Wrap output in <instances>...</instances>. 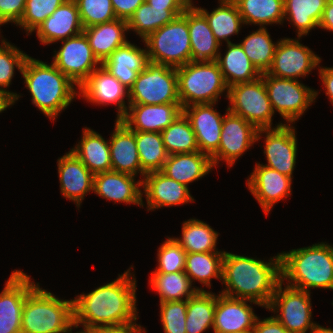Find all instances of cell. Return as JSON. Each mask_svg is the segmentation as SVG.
I'll return each mask as SVG.
<instances>
[{"mask_svg":"<svg viewBox=\"0 0 333 333\" xmlns=\"http://www.w3.org/2000/svg\"><path fill=\"white\" fill-rule=\"evenodd\" d=\"M135 176L116 171H106L94 175L93 192L106 200L144 206L142 180Z\"/></svg>","mask_w":333,"mask_h":333,"instance_id":"obj_24","label":"cell"},{"mask_svg":"<svg viewBox=\"0 0 333 333\" xmlns=\"http://www.w3.org/2000/svg\"><path fill=\"white\" fill-rule=\"evenodd\" d=\"M77 4L83 28L106 23L117 17L111 0H74Z\"/></svg>","mask_w":333,"mask_h":333,"instance_id":"obj_46","label":"cell"},{"mask_svg":"<svg viewBox=\"0 0 333 333\" xmlns=\"http://www.w3.org/2000/svg\"><path fill=\"white\" fill-rule=\"evenodd\" d=\"M178 96L182 108L193 104L217 103L228 87L216 61L193 62L176 68Z\"/></svg>","mask_w":333,"mask_h":333,"instance_id":"obj_6","label":"cell"},{"mask_svg":"<svg viewBox=\"0 0 333 333\" xmlns=\"http://www.w3.org/2000/svg\"><path fill=\"white\" fill-rule=\"evenodd\" d=\"M250 304H247V303ZM261 307L257 302L247 299H236L216 295V308L214 312V333H236L253 330L256 319L251 304Z\"/></svg>","mask_w":333,"mask_h":333,"instance_id":"obj_21","label":"cell"},{"mask_svg":"<svg viewBox=\"0 0 333 333\" xmlns=\"http://www.w3.org/2000/svg\"><path fill=\"white\" fill-rule=\"evenodd\" d=\"M225 251L222 264V284L226 288L220 294L247 299L267 308L281 282V257L270 258L267 262Z\"/></svg>","mask_w":333,"mask_h":333,"instance_id":"obj_2","label":"cell"},{"mask_svg":"<svg viewBox=\"0 0 333 333\" xmlns=\"http://www.w3.org/2000/svg\"><path fill=\"white\" fill-rule=\"evenodd\" d=\"M245 25L284 23V0H233Z\"/></svg>","mask_w":333,"mask_h":333,"instance_id":"obj_36","label":"cell"},{"mask_svg":"<svg viewBox=\"0 0 333 333\" xmlns=\"http://www.w3.org/2000/svg\"><path fill=\"white\" fill-rule=\"evenodd\" d=\"M226 44L227 50L224 56L219 53L216 62L228 88L239 83L251 82L261 77V73L249 60L239 43L231 42Z\"/></svg>","mask_w":333,"mask_h":333,"instance_id":"obj_32","label":"cell"},{"mask_svg":"<svg viewBox=\"0 0 333 333\" xmlns=\"http://www.w3.org/2000/svg\"><path fill=\"white\" fill-rule=\"evenodd\" d=\"M83 30L76 2L66 0L34 32L42 44L48 45L78 35Z\"/></svg>","mask_w":333,"mask_h":333,"instance_id":"obj_25","label":"cell"},{"mask_svg":"<svg viewBox=\"0 0 333 333\" xmlns=\"http://www.w3.org/2000/svg\"><path fill=\"white\" fill-rule=\"evenodd\" d=\"M319 76L326 91V96L333 104V67H320Z\"/></svg>","mask_w":333,"mask_h":333,"instance_id":"obj_53","label":"cell"},{"mask_svg":"<svg viewBox=\"0 0 333 333\" xmlns=\"http://www.w3.org/2000/svg\"><path fill=\"white\" fill-rule=\"evenodd\" d=\"M182 112L180 103L129 104L126 113L119 120L132 131L161 133Z\"/></svg>","mask_w":333,"mask_h":333,"instance_id":"obj_19","label":"cell"},{"mask_svg":"<svg viewBox=\"0 0 333 333\" xmlns=\"http://www.w3.org/2000/svg\"><path fill=\"white\" fill-rule=\"evenodd\" d=\"M88 333H146L140 324L133 323L121 327L97 328L88 330Z\"/></svg>","mask_w":333,"mask_h":333,"instance_id":"obj_52","label":"cell"},{"mask_svg":"<svg viewBox=\"0 0 333 333\" xmlns=\"http://www.w3.org/2000/svg\"><path fill=\"white\" fill-rule=\"evenodd\" d=\"M161 135L168 155L199 151L196 135L183 112L161 132Z\"/></svg>","mask_w":333,"mask_h":333,"instance_id":"obj_41","label":"cell"},{"mask_svg":"<svg viewBox=\"0 0 333 333\" xmlns=\"http://www.w3.org/2000/svg\"><path fill=\"white\" fill-rule=\"evenodd\" d=\"M280 282L272 296L267 310L274 312V316L284 328L291 333H313L320 325L312 322V304L310 292L292 288Z\"/></svg>","mask_w":333,"mask_h":333,"instance_id":"obj_9","label":"cell"},{"mask_svg":"<svg viewBox=\"0 0 333 333\" xmlns=\"http://www.w3.org/2000/svg\"><path fill=\"white\" fill-rule=\"evenodd\" d=\"M151 7L158 8H188L191 3L188 0H145Z\"/></svg>","mask_w":333,"mask_h":333,"instance_id":"obj_55","label":"cell"},{"mask_svg":"<svg viewBox=\"0 0 333 333\" xmlns=\"http://www.w3.org/2000/svg\"><path fill=\"white\" fill-rule=\"evenodd\" d=\"M267 28L260 27L239 43L252 64L262 74L266 73L272 63L276 46L270 38Z\"/></svg>","mask_w":333,"mask_h":333,"instance_id":"obj_42","label":"cell"},{"mask_svg":"<svg viewBox=\"0 0 333 333\" xmlns=\"http://www.w3.org/2000/svg\"><path fill=\"white\" fill-rule=\"evenodd\" d=\"M61 42V48L54 51L52 64L79 88L101 63L83 32Z\"/></svg>","mask_w":333,"mask_h":333,"instance_id":"obj_12","label":"cell"},{"mask_svg":"<svg viewBox=\"0 0 333 333\" xmlns=\"http://www.w3.org/2000/svg\"><path fill=\"white\" fill-rule=\"evenodd\" d=\"M142 180L147 211L194 202L187 186L167 177L161 171L145 174Z\"/></svg>","mask_w":333,"mask_h":333,"instance_id":"obj_22","label":"cell"},{"mask_svg":"<svg viewBox=\"0 0 333 333\" xmlns=\"http://www.w3.org/2000/svg\"><path fill=\"white\" fill-rule=\"evenodd\" d=\"M187 300L160 302L164 333H186Z\"/></svg>","mask_w":333,"mask_h":333,"instance_id":"obj_48","label":"cell"},{"mask_svg":"<svg viewBox=\"0 0 333 333\" xmlns=\"http://www.w3.org/2000/svg\"><path fill=\"white\" fill-rule=\"evenodd\" d=\"M292 124L279 123L274 128L258 129L256 141L265 134L264 154L265 166L293 178L296 164L297 137Z\"/></svg>","mask_w":333,"mask_h":333,"instance_id":"obj_15","label":"cell"},{"mask_svg":"<svg viewBox=\"0 0 333 333\" xmlns=\"http://www.w3.org/2000/svg\"><path fill=\"white\" fill-rule=\"evenodd\" d=\"M126 32H128L127 21L117 18L110 22L84 28L83 30L94 56L101 64L114 50L128 42L125 35Z\"/></svg>","mask_w":333,"mask_h":333,"instance_id":"obj_30","label":"cell"},{"mask_svg":"<svg viewBox=\"0 0 333 333\" xmlns=\"http://www.w3.org/2000/svg\"><path fill=\"white\" fill-rule=\"evenodd\" d=\"M148 61L147 49L128 41L114 50L101 65L129 90Z\"/></svg>","mask_w":333,"mask_h":333,"instance_id":"obj_27","label":"cell"},{"mask_svg":"<svg viewBox=\"0 0 333 333\" xmlns=\"http://www.w3.org/2000/svg\"><path fill=\"white\" fill-rule=\"evenodd\" d=\"M20 73L32 103L52 121L79 95L76 85L52 63L28 56Z\"/></svg>","mask_w":333,"mask_h":333,"instance_id":"obj_3","label":"cell"},{"mask_svg":"<svg viewBox=\"0 0 333 333\" xmlns=\"http://www.w3.org/2000/svg\"><path fill=\"white\" fill-rule=\"evenodd\" d=\"M37 284L21 270L11 273L0 293V333H21L25 299Z\"/></svg>","mask_w":333,"mask_h":333,"instance_id":"obj_16","label":"cell"},{"mask_svg":"<svg viewBox=\"0 0 333 333\" xmlns=\"http://www.w3.org/2000/svg\"><path fill=\"white\" fill-rule=\"evenodd\" d=\"M223 118L220 143L218 150L211 156L213 166L219 161H225L232 167L238 157L255 143L258 129L241 116L235 115L226 109Z\"/></svg>","mask_w":333,"mask_h":333,"instance_id":"obj_14","label":"cell"},{"mask_svg":"<svg viewBox=\"0 0 333 333\" xmlns=\"http://www.w3.org/2000/svg\"><path fill=\"white\" fill-rule=\"evenodd\" d=\"M246 184L266 216L274 204L291 196L292 178L260 162L256 163Z\"/></svg>","mask_w":333,"mask_h":333,"instance_id":"obj_18","label":"cell"},{"mask_svg":"<svg viewBox=\"0 0 333 333\" xmlns=\"http://www.w3.org/2000/svg\"><path fill=\"white\" fill-rule=\"evenodd\" d=\"M81 141L72 151L93 175L111 171V155L109 141L98 132L85 127Z\"/></svg>","mask_w":333,"mask_h":333,"instance_id":"obj_31","label":"cell"},{"mask_svg":"<svg viewBox=\"0 0 333 333\" xmlns=\"http://www.w3.org/2000/svg\"><path fill=\"white\" fill-rule=\"evenodd\" d=\"M254 333H291L273 316L260 320L257 318L253 328Z\"/></svg>","mask_w":333,"mask_h":333,"instance_id":"obj_51","label":"cell"},{"mask_svg":"<svg viewBox=\"0 0 333 333\" xmlns=\"http://www.w3.org/2000/svg\"><path fill=\"white\" fill-rule=\"evenodd\" d=\"M327 0H284V20L296 27L297 36H306L318 27Z\"/></svg>","mask_w":333,"mask_h":333,"instance_id":"obj_35","label":"cell"},{"mask_svg":"<svg viewBox=\"0 0 333 333\" xmlns=\"http://www.w3.org/2000/svg\"><path fill=\"white\" fill-rule=\"evenodd\" d=\"M72 328L73 300L59 299L38 283L26 296L21 333H70Z\"/></svg>","mask_w":333,"mask_h":333,"instance_id":"obj_5","label":"cell"},{"mask_svg":"<svg viewBox=\"0 0 333 333\" xmlns=\"http://www.w3.org/2000/svg\"><path fill=\"white\" fill-rule=\"evenodd\" d=\"M149 282L151 288L159 294L160 302L184 301L193 297L198 291H207L192 286L189 277L184 271L151 273Z\"/></svg>","mask_w":333,"mask_h":333,"instance_id":"obj_37","label":"cell"},{"mask_svg":"<svg viewBox=\"0 0 333 333\" xmlns=\"http://www.w3.org/2000/svg\"><path fill=\"white\" fill-rule=\"evenodd\" d=\"M117 19L128 21L145 0H111Z\"/></svg>","mask_w":333,"mask_h":333,"instance_id":"obj_50","label":"cell"},{"mask_svg":"<svg viewBox=\"0 0 333 333\" xmlns=\"http://www.w3.org/2000/svg\"><path fill=\"white\" fill-rule=\"evenodd\" d=\"M57 163L61 193L78 208L86 194L93 192L94 175L72 151L58 158Z\"/></svg>","mask_w":333,"mask_h":333,"instance_id":"obj_23","label":"cell"},{"mask_svg":"<svg viewBox=\"0 0 333 333\" xmlns=\"http://www.w3.org/2000/svg\"><path fill=\"white\" fill-rule=\"evenodd\" d=\"M158 266L151 273L184 271L187 252L172 237H168L157 251Z\"/></svg>","mask_w":333,"mask_h":333,"instance_id":"obj_47","label":"cell"},{"mask_svg":"<svg viewBox=\"0 0 333 333\" xmlns=\"http://www.w3.org/2000/svg\"><path fill=\"white\" fill-rule=\"evenodd\" d=\"M298 39V40H297ZM297 39L283 38L278 41L269 70L277 78L298 80L320 67L321 58Z\"/></svg>","mask_w":333,"mask_h":333,"instance_id":"obj_13","label":"cell"},{"mask_svg":"<svg viewBox=\"0 0 333 333\" xmlns=\"http://www.w3.org/2000/svg\"><path fill=\"white\" fill-rule=\"evenodd\" d=\"M148 60L178 68L191 61L188 8L143 40Z\"/></svg>","mask_w":333,"mask_h":333,"instance_id":"obj_7","label":"cell"},{"mask_svg":"<svg viewBox=\"0 0 333 333\" xmlns=\"http://www.w3.org/2000/svg\"><path fill=\"white\" fill-rule=\"evenodd\" d=\"M261 76L274 113L277 111L286 124L299 120L319 94L299 80L277 78L267 73Z\"/></svg>","mask_w":333,"mask_h":333,"instance_id":"obj_11","label":"cell"},{"mask_svg":"<svg viewBox=\"0 0 333 333\" xmlns=\"http://www.w3.org/2000/svg\"><path fill=\"white\" fill-rule=\"evenodd\" d=\"M281 281L310 292L311 288L333 290V245L321 242L280 253Z\"/></svg>","mask_w":333,"mask_h":333,"instance_id":"obj_4","label":"cell"},{"mask_svg":"<svg viewBox=\"0 0 333 333\" xmlns=\"http://www.w3.org/2000/svg\"><path fill=\"white\" fill-rule=\"evenodd\" d=\"M318 28L333 32V0H327Z\"/></svg>","mask_w":333,"mask_h":333,"instance_id":"obj_54","label":"cell"},{"mask_svg":"<svg viewBox=\"0 0 333 333\" xmlns=\"http://www.w3.org/2000/svg\"><path fill=\"white\" fill-rule=\"evenodd\" d=\"M188 29L191 44V61H216L220 44L216 41L206 17L192 3L188 7Z\"/></svg>","mask_w":333,"mask_h":333,"instance_id":"obj_28","label":"cell"},{"mask_svg":"<svg viewBox=\"0 0 333 333\" xmlns=\"http://www.w3.org/2000/svg\"><path fill=\"white\" fill-rule=\"evenodd\" d=\"M129 104L180 103L176 68L148 61L129 89Z\"/></svg>","mask_w":333,"mask_h":333,"instance_id":"obj_8","label":"cell"},{"mask_svg":"<svg viewBox=\"0 0 333 333\" xmlns=\"http://www.w3.org/2000/svg\"><path fill=\"white\" fill-rule=\"evenodd\" d=\"M0 42V90L7 92L13 99L14 103L21 97V95L6 90L10 86L12 78L14 77L15 68L19 72L22 71V67L25 59L29 56L21 49L6 42L5 39H1ZM6 88V89H5Z\"/></svg>","mask_w":333,"mask_h":333,"instance_id":"obj_44","label":"cell"},{"mask_svg":"<svg viewBox=\"0 0 333 333\" xmlns=\"http://www.w3.org/2000/svg\"><path fill=\"white\" fill-rule=\"evenodd\" d=\"M219 7L208 12L202 7H196L207 19L216 41L222 46V41L231 43V35L238 34L244 24L238 7L233 0H218Z\"/></svg>","mask_w":333,"mask_h":333,"instance_id":"obj_33","label":"cell"},{"mask_svg":"<svg viewBox=\"0 0 333 333\" xmlns=\"http://www.w3.org/2000/svg\"><path fill=\"white\" fill-rule=\"evenodd\" d=\"M236 333H254L253 330H247V331H244V332H236Z\"/></svg>","mask_w":333,"mask_h":333,"instance_id":"obj_58","label":"cell"},{"mask_svg":"<svg viewBox=\"0 0 333 333\" xmlns=\"http://www.w3.org/2000/svg\"><path fill=\"white\" fill-rule=\"evenodd\" d=\"M187 8H158L143 2L127 21L128 31H134L142 41L151 33L173 21Z\"/></svg>","mask_w":333,"mask_h":333,"instance_id":"obj_34","label":"cell"},{"mask_svg":"<svg viewBox=\"0 0 333 333\" xmlns=\"http://www.w3.org/2000/svg\"><path fill=\"white\" fill-rule=\"evenodd\" d=\"M228 111L241 116L257 129L272 128L275 114L268 98L263 77L228 88Z\"/></svg>","mask_w":333,"mask_h":333,"instance_id":"obj_10","label":"cell"},{"mask_svg":"<svg viewBox=\"0 0 333 333\" xmlns=\"http://www.w3.org/2000/svg\"><path fill=\"white\" fill-rule=\"evenodd\" d=\"M135 141L142 170L161 171L168 157L161 133L135 131Z\"/></svg>","mask_w":333,"mask_h":333,"instance_id":"obj_43","label":"cell"},{"mask_svg":"<svg viewBox=\"0 0 333 333\" xmlns=\"http://www.w3.org/2000/svg\"><path fill=\"white\" fill-rule=\"evenodd\" d=\"M131 268L119 274L116 280L73 299L75 328L82 325L81 330L88 331L136 323L137 286Z\"/></svg>","mask_w":333,"mask_h":333,"instance_id":"obj_1","label":"cell"},{"mask_svg":"<svg viewBox=\"0 0 333 333\" xmlns=\"http://www.w3.org/2000/svg\"><path fill=\"white\" fill-rule=\"evenodd\" d=\"M26 0H0V23L18 24L23 17Z\"/></svg>","mask_w":333,"mask_h":333,"instance_id":"obj_49","label":"cell"},{"mask_svg":"<svg viewBox=\"0 0 333 333\" xmlns=\"http://www.w3.org/2000/svg\"><path fill=\"white\" fill-rule=\"evenodd\" d=\"M11 105H14V99L7 92L0 90V113Z\"/></svg>","mask_w":333,"mask_h":333,"instance_id":"obj_56","label":"cell"},{"mask_svg":"<svg viewBox=\"0 0 333 333\" xmlns=\"http://www.w3.org/2000/svg\"><path fill=\"white\" fill-rule=\"evenodd\" d=\"M182 225V237L174 239L187 253L225 252L216 248L219 233L209 224L192 218Z\"/></svg>","mask_w":333,"mask_h":333,"instance_id":"obj_38","label":"cell"},{"mask_svg":"<svg viewBox=\"0 0 333 333\" xmlns=\"http://www.w3.org/2000/svg\"><path fill=\"white\" fill-rule=\"evenodd\" d=\"M66 0H26L23 17L16 26L31 35Z\"/></svg>","mask_w":333,"mask_h":333,"instance_id":"obj_45","label":"cell"},{"mask_svg":"<svg viewBox=\"0 0 333 333\" xmlns=\"http://www.w3.org/2000/svg\"><path fill=\"white\" fill-rule=\"evenodd\" d=\"M211 157L200 151L168 155L161 172L167 177L188 184L204 177L213 169Z\"/></svg>","mask_w":333,"mask_h":333,"instance_id":"obj_29","label":"cell"},{"mask_svg":"<svg viewBox=\"0 0 333 333\" xmlns=\"http://www.w3.org/2000/svg\"><path fill=\"white\" fill-rule=\"evenodd\" d=\"M224 254L225 252L187 253L184 272L191 283L196 280L210 288L212 278L221 281Z\"/></svg>","mask_w":333,"mask_h":333,"instance_id":"obj_39","label":"cell"},{"mask_svg":"<svg viewBox=\"0 0 333 333\" xmlns=\"http://www.w3.org/2000/svg\"><path fill=\"white\" fill-rule=\"evenodd\" d=\"M215 104H193L183 108L196 135L199 151L210 157L218 150L224 118L213 108Z\"/></svg>","mask_w":333,"mask_h":333,"instance_id":"obj_20","label":"cell"},{"mask_svg":"<svg viewBox=\"0 0 333 333\" xmlns=\"http://www.w3.org/2000/svg\"><path fill=\"white\" fill-rule=\"evenodd\" d=\"M70 333H73L72 330L70 331ZM75 333H88V331L81 330V331H77Z\"/></svg>","mask_w":333,"mask_h":333,"instance_id":"obj_59","label":"cell"},{"mask_svg":"<svg viewBox=\"0 0 333 333\" xmlns=\"http://www.w3.org/2000/svg\"><path fill=\"white\" fill-rule=\"evenodd\" d=\"M216 294L198 291L187 299L186 333H203L213 328Z\"/></svg>","mask_w":333,"mask_h":333,"instance_id":"obj_40","label":"cell"},{"mask_svg":"<svg viewBox=\"0 0 333 333\" xmlns=\"http://www.w3.org/2000/svg\"><path fill=\"white\" fill-rule=\"evenodd\" d=\"M78 97L97 105H117V118L120 119L127 111L126 101L129 90L101 65L80 86Z\"/></svg>","mask_w":333,"mask_h":333,"instance_id":"obj_17","label":"cell"},{"mask_svg":"<svg viewBox=\"0 0 333 333\" xmlns=\"http://www.w3.org/2000/svg\"><path fill=\"white\" fill-rule=\"evenodd\" d=\"M313 333H333V329L319 326Z\"/></svg>","mask_w":333,"mask_h":333,"instance_id":"obj_57","label":"cell"},{"mask_svg":"<svg viewBox=\"0 0 333 333\" xmlns=\"http://www.w3.org/2000/svg\"><path fill=\"white\" fill-rule=\"evenodd\" d=\"M112 171L127 173L142 178L145 172L141 168L135 141V131L130 130L121 120H115L114 132L109 140Z\"/></svg>","mask_w":333,"mask_h":333,"instance_id":"obj_26","label":"cell"}]
</instances>
